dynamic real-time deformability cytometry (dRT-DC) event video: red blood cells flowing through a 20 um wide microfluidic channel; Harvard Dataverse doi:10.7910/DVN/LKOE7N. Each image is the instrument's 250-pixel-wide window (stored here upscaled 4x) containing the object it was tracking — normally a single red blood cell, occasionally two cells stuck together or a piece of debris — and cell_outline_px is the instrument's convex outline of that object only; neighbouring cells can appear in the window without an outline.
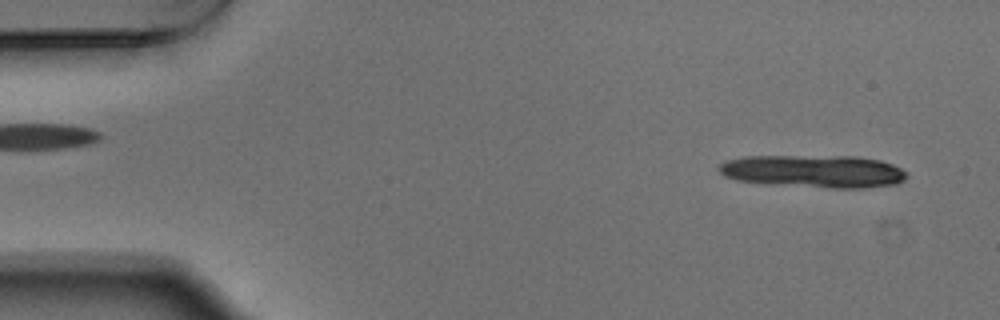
{"species": "Egyptian fruit bat (a non-hibernating species)", "species_latin": "Rousettus aegyptiacus", "temperature_condition": "warm", "stored_images_in_passage": 12, "camera_frame_rate_fps": 3000, "um_per_image_px": 0.085, "animal": {"sex": "male"}, "frame": {"image": 1, "passage_image": 3, "time_ms": 0.667, "image_size_px": [1000, 320], "cell_outline_px": [[908, 176], [904, 180], [896, 184], [860, 188], [832, 188], [736, 180], [724, 176], [716, 168], [724, 160], [744, 156], [856, 156], [880, 160], [892, 164], [900, 168]], "centroid_in_image_um": [69.15, 14.54], "position_along_channel_um": 15.8, "area_um2": 35.55}}